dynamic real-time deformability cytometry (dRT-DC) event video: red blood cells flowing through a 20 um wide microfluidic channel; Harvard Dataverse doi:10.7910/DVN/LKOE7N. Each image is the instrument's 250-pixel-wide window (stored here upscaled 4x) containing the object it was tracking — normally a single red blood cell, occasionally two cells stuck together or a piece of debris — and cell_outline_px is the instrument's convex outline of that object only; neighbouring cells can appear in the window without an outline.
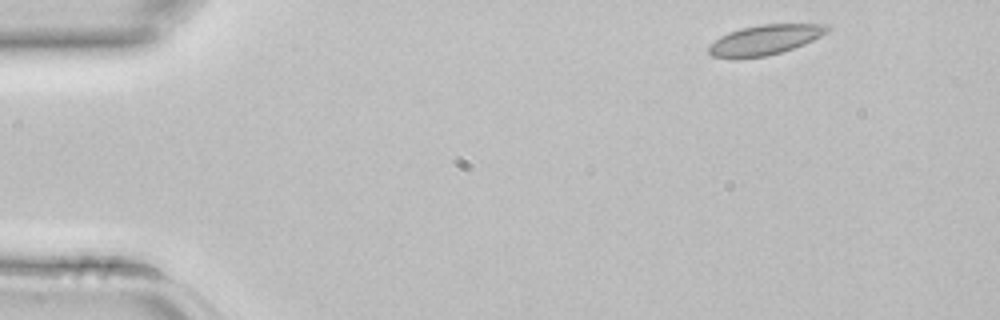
{"species": "common noctule bat (a hibernating species)", "species_latin": "Nyctalus noctula", "temperature_condition": "room temperature", "stored_images_in_passage": 3, "camera_frame_rate_fps": 3000, "um_per_image_px": 0.085, "animal": {"sex": "female", "body_mass_g": 22.7, "forearm_length_mm": 54.2}, "frame": {"image": 1, "passage_image": 1, "time_ms": 0.0, "image_size_px": [1000, 320], "cell_outline_px": [[828, 32], [804, 44], [780, 52], [764, 56], [736, 60], [732, 60], [712, 56], [708, 52], [708, 48], [720, 36], [728, 32], [760, 24], [828, 24]], "centroid_in_image_um": [64.97, 3.41], "position_along_channel_um": 20.0, "area_um2": 20.69}}